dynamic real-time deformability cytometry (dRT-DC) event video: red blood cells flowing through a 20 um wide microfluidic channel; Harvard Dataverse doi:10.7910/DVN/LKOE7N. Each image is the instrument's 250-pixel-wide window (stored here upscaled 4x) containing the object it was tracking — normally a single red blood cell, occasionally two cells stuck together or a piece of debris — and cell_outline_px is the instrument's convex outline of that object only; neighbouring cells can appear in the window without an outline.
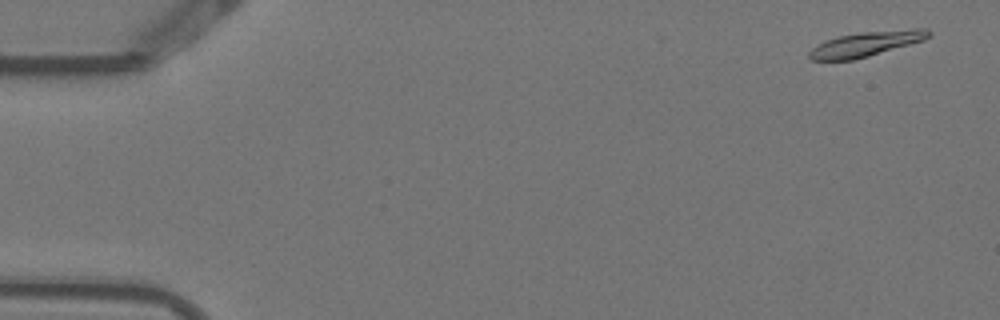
{"species": "Egyptian fruit bat (a non-hibernating species)", "species_latin": "Rousettus aegyptiacus", "temperature_condition": "warm", "stored_images_in_passage": 5, "camera_frame_rate_fps": 3000, "um_per_image_px": 0.085, "animal": {"sex": "female"}, "frame": {"image": 1, "passage_image": 1, "time_ms": 0.0, "image_size_px": [1000, 320], "cell_outline_px": [[932, 32], [924, 40], [868, 56], [852, 60], [812, 60], [808, 56], [808, 52], [816, 44], [824, 40], [840, 36], [860, 32], [916, 28], [928, 28]], "centroid_in_image_um": [73.6, 3.72], "position_along_channel_um": 11.4, "area_um2": 17.28}}
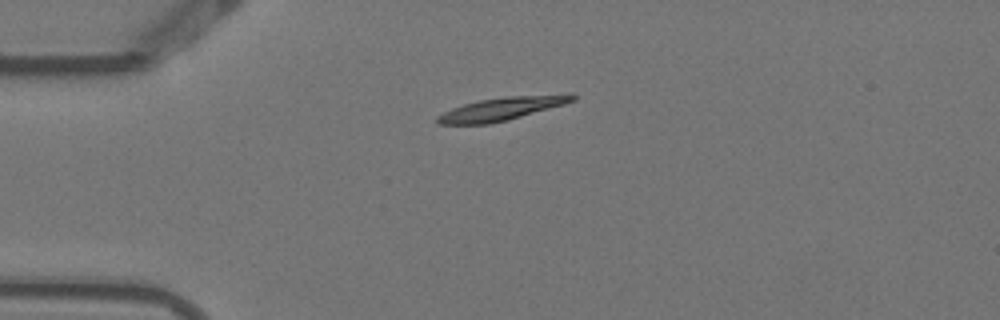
{"frame": {"image": 2, "passage_image": 4, "time_ms": 1.0, "image_size_px": [1000, 320], "cell_outline_px": [[576, 100], [564, 104], [508, 120], [488, 124], [436, 124], [436, 116], [452, 108], [464, 104], [480, 100], [504, 96], [568, 92], [572, 92], [576, 96]], "centroid_in_image_um": [42.74, 9.21], "position_along_channel_um": 42.3, "area_um2": 18.61}}